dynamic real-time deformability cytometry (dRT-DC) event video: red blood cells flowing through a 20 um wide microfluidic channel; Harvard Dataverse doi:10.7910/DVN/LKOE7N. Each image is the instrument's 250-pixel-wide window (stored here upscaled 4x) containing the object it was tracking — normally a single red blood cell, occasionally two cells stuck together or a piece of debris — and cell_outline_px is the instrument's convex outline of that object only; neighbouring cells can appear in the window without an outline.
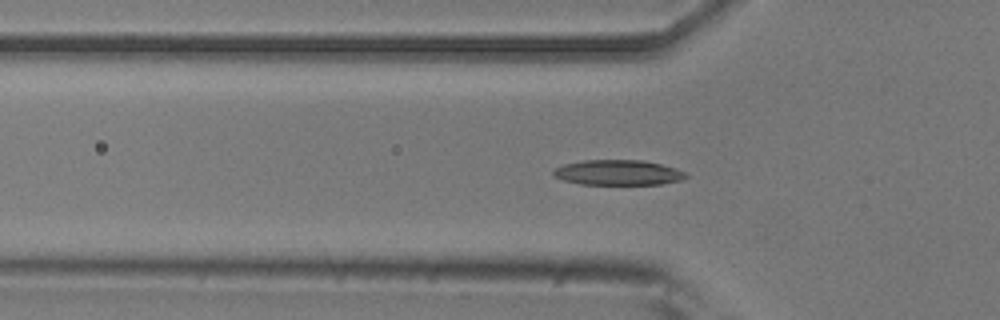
{"species": "common noctule bat (a hibernating species)", "species_latin": "Nyctalus noctula", "temperature_condition": "room temperature", "stored_images_in_passage": 47, "camera_frame_rate_fps": 3000, "um_per_image_px": 0.085, "animal": {"sex": "male", "body_mass_g": 20.5, "forearm_length_mm": 52.5}, "frame": {"image": 1, "passage_image": 16, "time_ms": 5.0, "image_size_px": [1000, 320], "cell_outline_px": [[688, 176], [680, 180], [660, 184], [580, 184], [564, 180], [552, 176], [552, 172], [556, 168], [564, 164], [584, 160], [644, 160], [676, 168], [684, 172]], "centroid_in_image_um": [52.51, 14.66], "position_along_channel_um": 73.3, "area_um2": 19.36}}
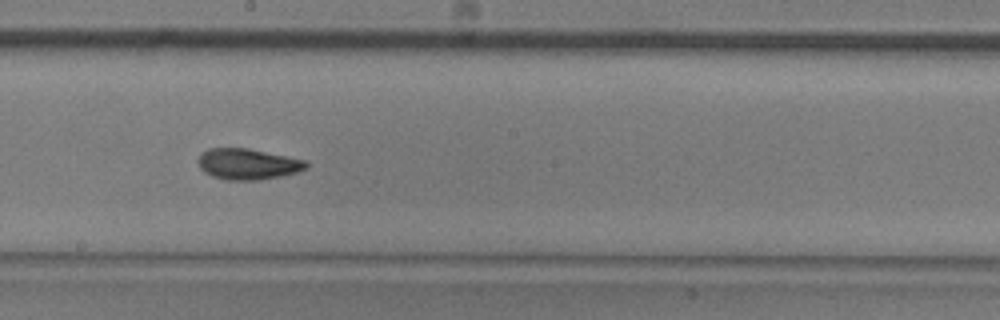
{"frame": {"image": 2, "passage_image": 28, "time_ms": 9.0, "image_size_px": [1000, 320], "cell_outline_px": [[308, 168], [296, 172], [280, 176], [260, 180], [224, 180], [212, 176], [204, 172], [200, 168], [196, 160], [200, 152], [208, 148], [248, 148], [308, 160]], "centroid_in_image_um": [21.04, 13.94], "position_along_channel_um": 227.2, "area_um2": 19.83}}
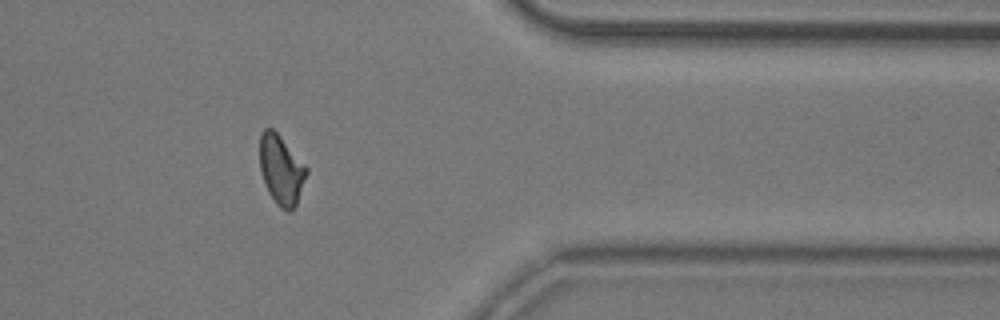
{"frame": {"image": 3, "passage_image": 42, "time_ms": 13.667, "image_size_px": [1000, 320], "cell_outline_px": [[308, 172], [296, 204], [292, 212], [288, 212], [280, 208], [276, 204], [268, 192], [260, 172], [260, 132], [264, 128], [272, 128], [280, 136], [308, 168]], "centroid_in_image_um": [23.89, 14.45], "position_along_channel_um": 387.5, "area_um2": 18.96}, "authors_computed_cell_mechanics": {"area_um2": 19.1318, "velocity_mm_per_s": 3.8189, "shape_relaxation_time_tau1_ms": 3.8638, "shape_relaxation_time_tau2_ms": 2.7301, "deformation_change_tau1": 0.1501, "deformation_change_tau2": 0.0714}}